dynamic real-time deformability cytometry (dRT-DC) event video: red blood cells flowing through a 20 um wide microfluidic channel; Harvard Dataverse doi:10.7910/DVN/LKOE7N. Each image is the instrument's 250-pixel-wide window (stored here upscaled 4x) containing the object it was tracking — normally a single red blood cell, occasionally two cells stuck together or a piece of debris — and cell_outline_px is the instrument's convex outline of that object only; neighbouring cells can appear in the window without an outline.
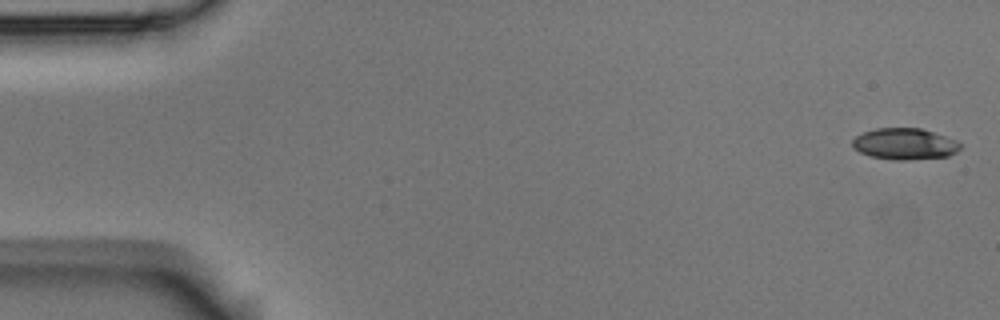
{"species": "Egyptian fruit bat (a non-hibernating species)", "species_latin": "Rousettus aegyptiacus", "temperature_condition": "room temperature", "stored_images_in_passage": 5, "camera_frame_rate_fps": 3000, "um_per_image_px": 0.085, "animal": {"sex": "male"}, "frame": {"image": 1, "passage_image": 1, "time_ms": 0.0, "image_size_px": [1000, 320], "cell_outline_px": [[964, 144], [956, 152], [948, 156], [904, 160], [896, 160], [872, 156], [860, 152], [852, 148], [852, 140], [856, 136], [864, 132], [876, 128], [920, 128], [956, 140]], "centroid_in_image_um": [76.9, 12.23], "position_along_channel_um": 8.1, "area_um2": 19.59}}
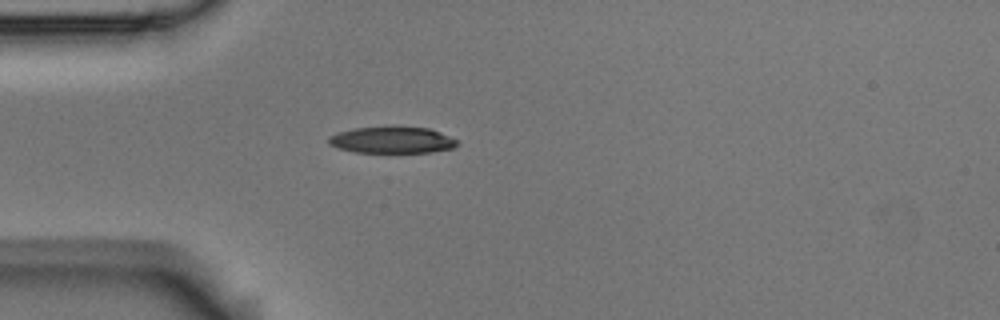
{"frame": {"image": 2, "passage_image": 5, "time_ms": 1.333, "image_size_px": [1000, 320], "cell_outline_px": [[460, 144], [452, 148], [432, 152], [356, 152], [336, 148], [328, 144], [328, 136], [352, 128], [428, 128], [440, 132], [456, 140]], "centroid_in_image_um": [33.3, 11.92], "position_along_channel_um": 51.7, "area_um2": 19.42}}